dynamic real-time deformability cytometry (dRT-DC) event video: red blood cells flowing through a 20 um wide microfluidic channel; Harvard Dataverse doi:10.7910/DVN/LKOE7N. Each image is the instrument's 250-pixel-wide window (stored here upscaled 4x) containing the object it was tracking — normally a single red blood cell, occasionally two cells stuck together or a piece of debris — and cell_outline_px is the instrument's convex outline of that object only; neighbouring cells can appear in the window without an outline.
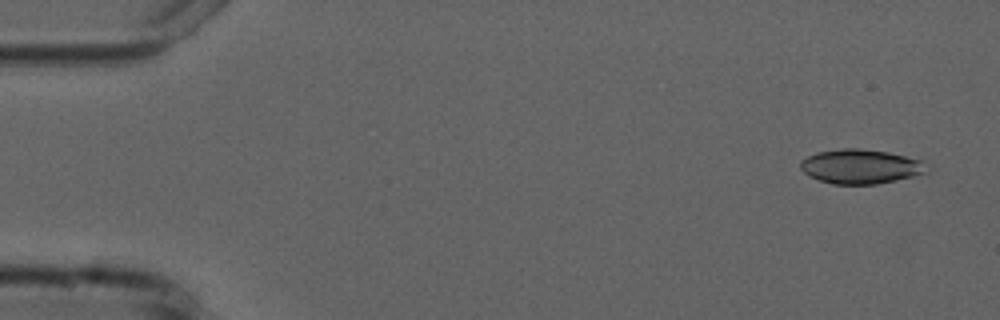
{"species": "common noctule bat (a hibernating species)", "species_latin": "Nyctalus noctula", "temperature_condition": "cold", "stored_images_in_passage": 4, "camera_frame_rate_fps": 3000, "um_per_image_px": 0.085, "animal": {"sex": "male", "forearm_length_mm": 52.5}, "frame": {"image": 1, "passage_image": 1, "time_ms": 0.0, "image_size_px": [1000, 320], "cell_outline_px": [[928, 172], [896, 180], [876, 184], [832, 184], [820, 180], [804, 172], [800, 168], [800, 160], [808, 156], [820, 152], [840, 148], [856, 148], [888, 152], [924, 160]], "centroid_in_image_um": [73.17, 14.15], "position_along_channel_um": 11.8, "area_um2": 25.2}}
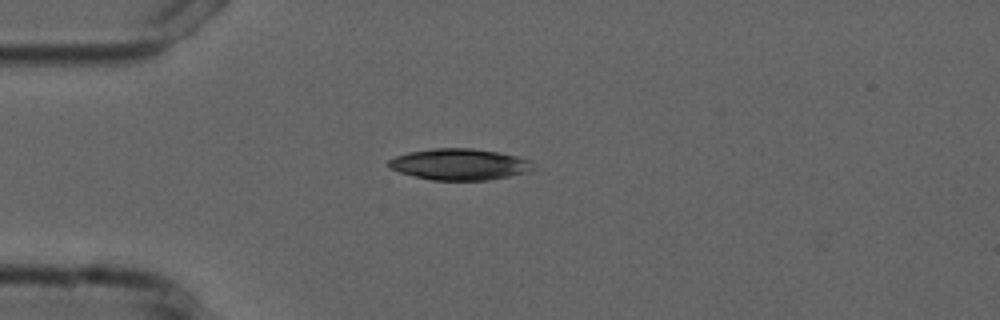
{"frame": {"image": 2, "passage_image": 4, "time_ms": 3.667, "image_size_px": [1000, 320], "cell_outline_px": [[532, 168], [528, 172], [488, 180], [432, 180], [400, 172], [388, 168], [388, 160], [396, 156], [408, 152], [432, 148], [472, 148], [496, 152], [516, 156], [532, 160]], "centroid_in_image_um": [39.03, 13.96], "position_along_channel_um": 46.0, "area_um2": 26.24}}